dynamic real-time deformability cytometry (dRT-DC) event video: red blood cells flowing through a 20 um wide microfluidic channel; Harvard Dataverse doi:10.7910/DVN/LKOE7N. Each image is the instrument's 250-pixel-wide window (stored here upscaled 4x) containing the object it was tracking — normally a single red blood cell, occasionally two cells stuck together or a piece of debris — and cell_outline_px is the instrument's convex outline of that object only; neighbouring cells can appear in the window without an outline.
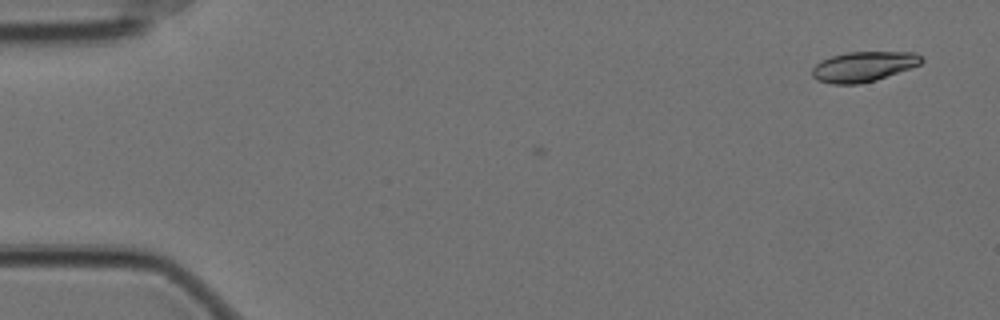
{"species": "Egyptian fruit bat (a non-hibernating species)", "species_latin": "Rousettus aegyptiacus", "temperature_condition": "cold", "stored_images_in_passage": 3, "camera_frame_rate_fps": 3000, "um_per_image_px": 0.085, "animal": {"sex": "female"}, "frame": {"image": 1, "passage_image": 3, "time_ms": 0.667, "image_size_px": [1000, 320], "cell_outline_px": [[924, 60], [920, 64], [876, 80], [856, 84], [832, 84], [816, 80], [812, 76], [812, 68], [820, 60], [832, 56], [848, 52], [916, 52]], "centroid_in_image_um": [73.36, 5.66], "position_along_channel_um": 11.6, "area_um2": 19.07}}